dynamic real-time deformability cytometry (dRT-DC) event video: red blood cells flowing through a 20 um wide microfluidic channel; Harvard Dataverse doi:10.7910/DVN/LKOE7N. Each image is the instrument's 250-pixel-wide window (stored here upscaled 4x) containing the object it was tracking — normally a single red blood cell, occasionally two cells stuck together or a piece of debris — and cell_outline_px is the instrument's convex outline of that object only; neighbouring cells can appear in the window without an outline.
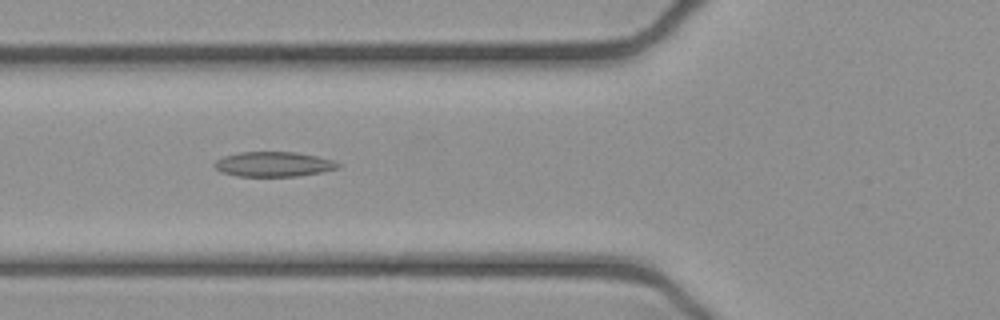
{"species": "common noctule bat (a hibernating species)", "species_latin": "Nyctalus noctula", "temperature_condition": "cold", "stored_images_in_passage": 52, "camera_frame_rate_fps": 3000, "um_per_image_px": 0.085, "animal": {"sex": "female", "body_mass_g": 21.9}, "frame": {"image": 1, "passage_image": 19, "time_ms": 6.0, "image_size_px": [1000, 320], "cell_outline_px": [[340, 168], [320, 172], [296, 176], [236, 176], [220, 172], [212, 164], [216, 160], [224, 156], [240, 152], [296, 152], [316, 156], [332, 160], [340, 164]], "centroid_in_image_um": [23.22, 13.96], "position_along_channel_um": 102.6, "area_um2": 17.86}}
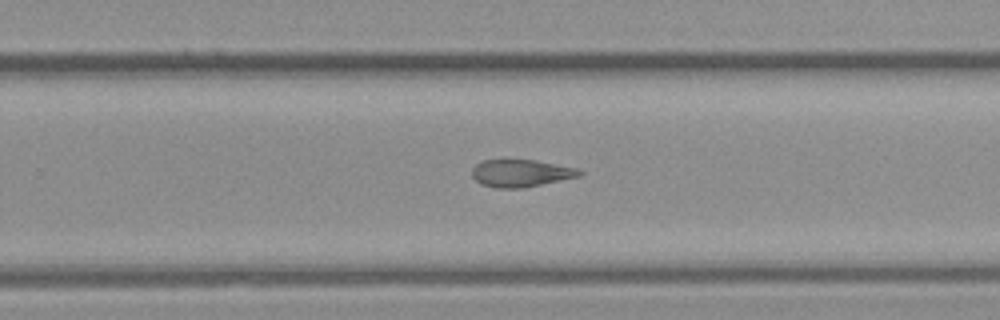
{"frame": {"image": 2, "passage_image": 33, "time_ms": 10.667, "image_size_px": [1000, 320], "cell_outline_px": [[584, 172], [580, 176], [524, 188], [496, 188], [480, 184], [472, 176], [472, 168], [480, 160], [536, 160], [580, 168]], "centroid_in_image_um": [44.29, 14.72], "position_along_channel_um": 285.5, "area_um2": 17.34}}
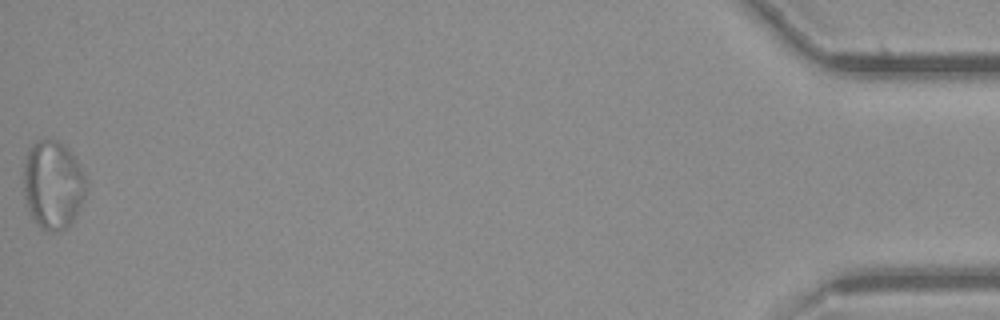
{"frame": {"image": 3, "passage_image": 52, "time_ms": 17.0, "image_size_px": [1000, 320], "cell_outline_px": [[88, 188], [72, 220], [60, 232], [52, 232], [44, 228], [28, 212], [24, 196], [24, 164], [28, 148], [32, 144], [40, 140], [52, 136], [60, 140], [76, 156], [88, 180]], "centroid_in_image_um": [4.52, 15.61], "position_along_channel_um": 430.7, "area_um2": 32.66}, "authors_computed_cell_mechanics": {"area_um2": 20.1722, "velocity_mm_per_s": 3.9036, "shape_relaxation_time_tau1_ms": null, "shape_relaxation_time_tau2_ms": 5.0576, "deformation_change_tau1": null, "deformation_change_tau2": 0.1359}}